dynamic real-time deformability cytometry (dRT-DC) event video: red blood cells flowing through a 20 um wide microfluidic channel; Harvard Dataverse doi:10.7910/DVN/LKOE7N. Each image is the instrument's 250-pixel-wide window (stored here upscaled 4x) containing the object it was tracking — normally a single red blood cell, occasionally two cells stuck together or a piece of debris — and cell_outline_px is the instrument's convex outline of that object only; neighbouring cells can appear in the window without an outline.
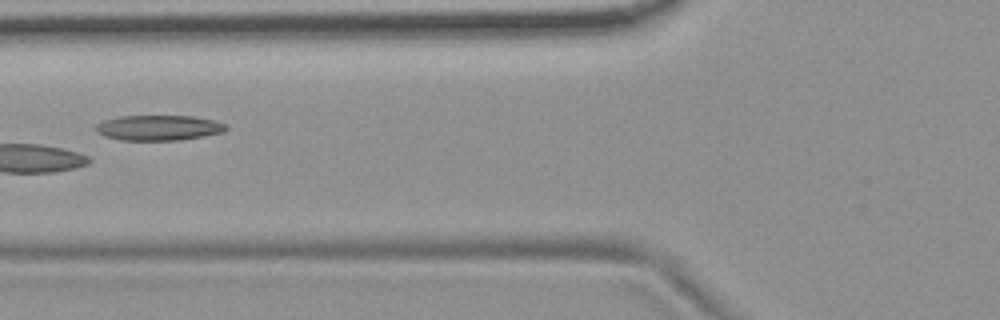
{"species": "common noctule bat (a hibernating species)", "species_latin": "Nyctalus noctula", "temperature_condition": "room temperature", "stored_images_in_passage": 10, "camera_frame_rate_fps": 3000, "um_per_image_px": 0.085, "animal": {"sex": "female", "body_mass_g": 19.9}, "frame": {"image": 1, "passage_image": 7, "time_ms": 2.0, "image_size_px": [1000, 320], "cell_outline_px": [[228, 128], [224, 132], [176, 140], [120, 140], [104, 136], [96, 132], [96, 124], [104, 120], [120, 116], [192, 116], [212, 120], [228, 124]], "centroid_in_image_um": [13.47, 10.85], "position_along_channel_um": 112.3, "area_um2": 19.07}}